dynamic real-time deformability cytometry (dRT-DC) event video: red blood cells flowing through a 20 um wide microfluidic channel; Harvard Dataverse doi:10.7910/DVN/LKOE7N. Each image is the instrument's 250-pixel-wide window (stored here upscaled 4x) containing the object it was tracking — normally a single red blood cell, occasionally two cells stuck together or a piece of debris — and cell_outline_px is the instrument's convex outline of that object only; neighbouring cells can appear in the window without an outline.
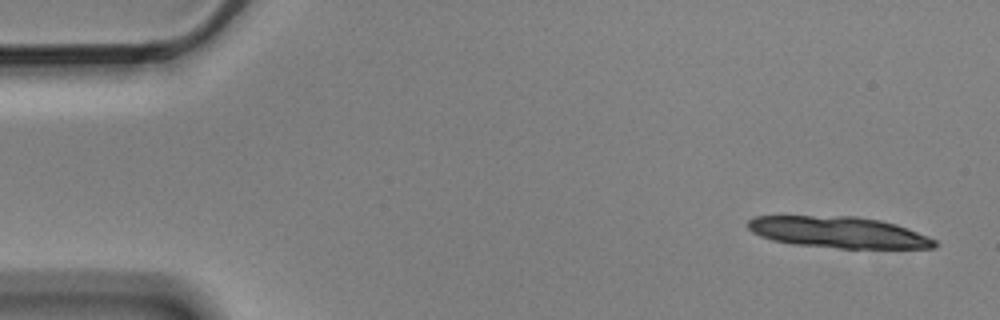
{"species": "Egyptian fruit bat (a non-hibernating species)", "species_latin": "Rousettus aegyptiacus", "temperature_condition": "cold", "stored_images_in_passage": 5, "camera_frame_rate_fps": 3000, "um_per_image_px": 0.085, "animal": {"sex": "male"}, "frame": {"image": 1, "passage_image": 1, "time_ms": 0.0, "image_size_px": [1000, 320], "cell_outline_px": [[940, 244], [932, 248], [840, 248], [792, 244], [772, 240], [760, 236], [752, 232], [748, 228], [748, 220], [752, 216], [856, 216], [880, 220], [896, 224], [908, 228], [928, 236], [936, 240]], "centroid_in_image_um": [71.28, 19.74], "position_along_channel_um": 13.7, "area_um2": 34.22}}